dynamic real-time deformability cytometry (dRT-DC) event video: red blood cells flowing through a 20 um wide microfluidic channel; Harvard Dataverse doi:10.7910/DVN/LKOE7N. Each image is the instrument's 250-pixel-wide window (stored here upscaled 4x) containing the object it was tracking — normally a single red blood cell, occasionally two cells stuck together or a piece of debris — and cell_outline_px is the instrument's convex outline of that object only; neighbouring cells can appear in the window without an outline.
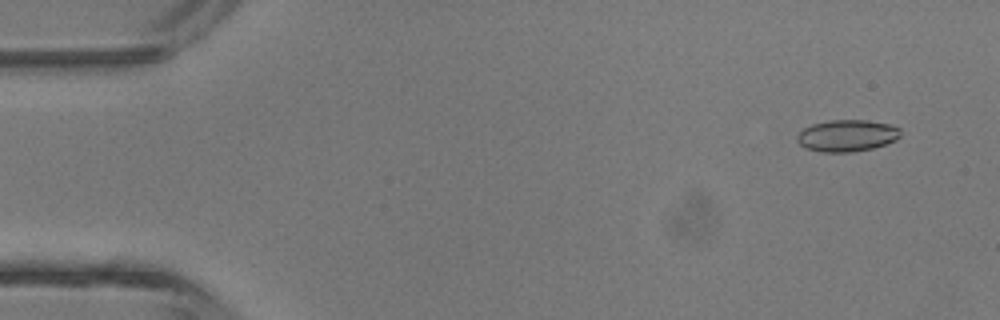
{"species": "common noctule bat (a hibernating species)", "species_latin": "Nyctalus noctula", "temperature_condition": "room temperature", "stored_images_in_passage": 3, "camera_frame_rate_fps": 3000, "um_per_image_px": 0.085, "animal": {"sex": "male", "body_mass_g": 13.3}, "frame": {"image": 1, "passage_image": 1, "time_ms": 0.0, "image_size_px": [1000, 320], "cell_outline_px": [[900, 136], [896, 140], [872, 148], [852, 152], [820, 152], [804, 148], [796, 140], [796, 136], [804, 128], [812, 124], [832, 120], [864, 120], [888, 124], [900, 128]], "centroid_in_image_um": [71.96, 11.54], "position_along_channel_um": 13.0, "area_um2": 19.07}}